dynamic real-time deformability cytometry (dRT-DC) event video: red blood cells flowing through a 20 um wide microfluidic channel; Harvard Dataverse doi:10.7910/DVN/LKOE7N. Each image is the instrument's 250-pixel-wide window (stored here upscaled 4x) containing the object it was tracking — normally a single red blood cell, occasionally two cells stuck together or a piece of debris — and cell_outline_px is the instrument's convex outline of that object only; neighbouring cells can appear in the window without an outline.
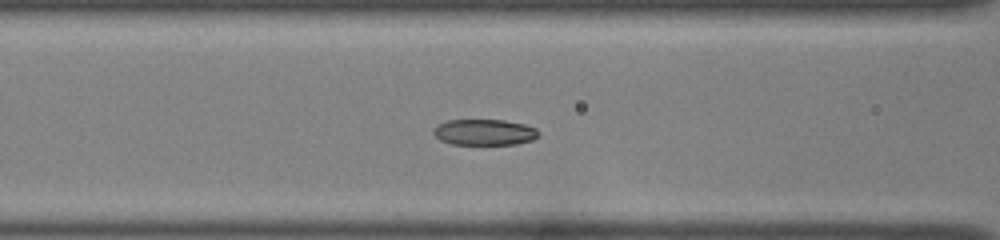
{"species": "common noctule bat (a hibernating species)", "species_latin": "Nyctalus noctula", "temperature_condition": "room temperature", "stored_images_in_passage": 47, "camera_frame_rate_fps": 3000, "um_per_image_px": 0.085, "animal": {"sex": "female", "body_mass_g": 22.0, "forearm_length_mm": 56.7}, "frame": {"image": 1, "passage_image": 18, "time_ms": 5.667, "image_size_px": [1000, 240], "cell_outline_px": [[540, 136], [532, 140], [516, 144], [452, 144], [440, 140], [432, 132], [432, 128], [448, 120], [504, 120], [524, 124], [536, 128], [540, 132]], "centroid_in_image_um": [41.2, 11.24], "position_along_channel_um": 125.4, "area_um2": 15.95}}
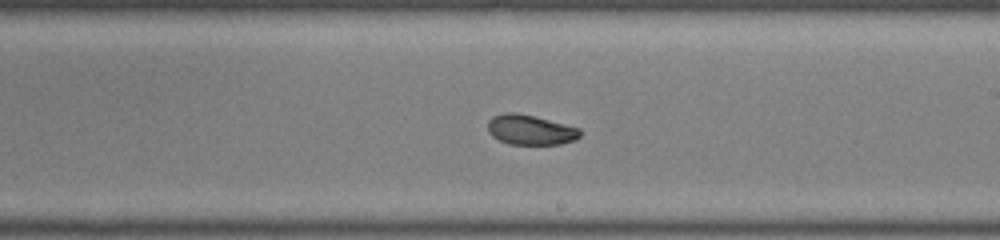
{"frame": {"image": 2, "passage_image": 27, "time_ms": 8.667, "image_size_px": [1000, 240], "cell_outline_px": [[580, 136], [576, 140], [560, 144], [508, 144], [492, 136], [488, 132], [488, 120], [492, 116], [504, 112], [516, 112], [580, 128]], "centroid_in_image_um": [45.05, 11.03], "position_along_channel_um": 243.9, "area_um2": 16.07}}
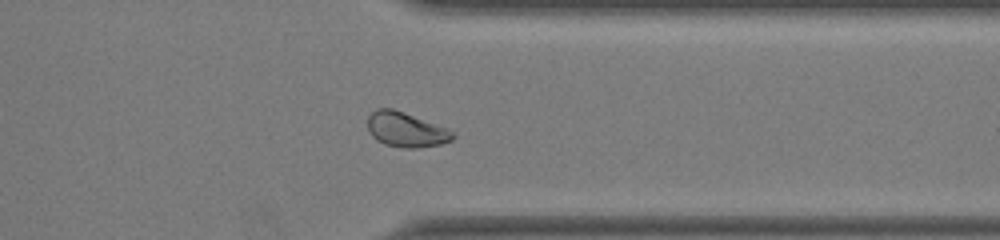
{"frame": {"image": 3, "passage_image": 37, "time_ms": 12.0, "image_size_px": [1000, 240], "cell_outline_px": [[456, 136], [452, 140], [440, 144], [416, 148], [400, 148], [384, 144], [376, 140], [368, 132], [368, 116], [376, 108], [392, 108], [404, 112], [448, 128], [456, 132]], "centroid_in_image_um": [34.52, 11.02], "position_along_channel_um": 376.9, "area_um2": 17.51}, "authors_computed_cell_mechanics": {"area_um2": 16.5308, "velocity_mm_per_s": 3.9639, "shape_relaxation_time_tau1_ms": 6.4738, "shape_relaxation_time_tau2_ms": 2.0683, "deformation_change_tau1": 0.1603, "deformation_change_tau2": 0.058}}